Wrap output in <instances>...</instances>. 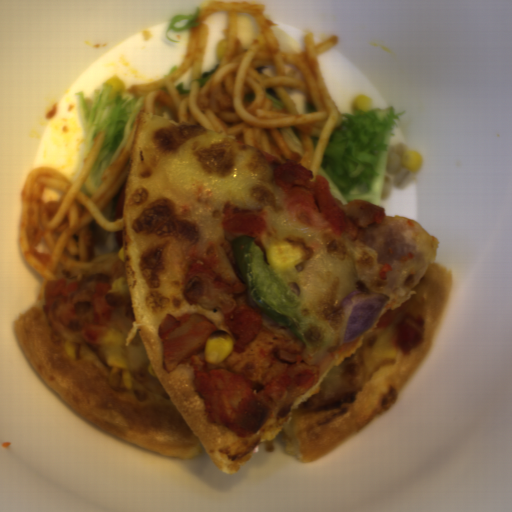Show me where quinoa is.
<instances>
[{
  "instance_id": "d39296ef",
  "label": "quinoa",
  "mask_w": 512,
  "mask_h": 512,
  "mask_svg": "<svg viewBox=\"0 0 512 512\" xmlns=\"http://www.w3.org/2000/svg\"><path fill=\"white\" fill-rule=\"evenodd\" d=\"M410 151L404 143L389 146L388 159L379 200L389 197L395 189L408 185L415 171L407 170L401 163V156Z\"/></svg>"
}]
</instances>
